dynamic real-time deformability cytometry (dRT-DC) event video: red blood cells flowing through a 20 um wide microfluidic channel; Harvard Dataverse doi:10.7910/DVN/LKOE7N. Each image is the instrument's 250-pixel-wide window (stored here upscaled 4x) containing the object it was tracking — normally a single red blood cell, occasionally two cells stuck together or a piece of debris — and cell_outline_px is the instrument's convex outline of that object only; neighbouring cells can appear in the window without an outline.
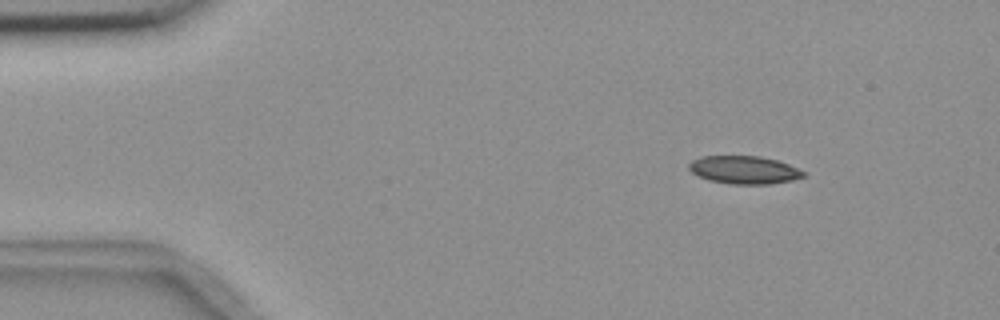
{"species": "common noctule bat (a hibernating species)", "species_latin": "Nyctalus noctula", "temperature_condition": "room temperature", "stored_images_in_passage": 10, "camera_frame_rate_fps": 3000, "um_per_image_px": 0.085, "animal": {"sex": "female", "body_mass_g": 18.4}, "frame": {"image": 1, "passage_image": 1, "time_ms": 0.0, "image_size_px": [1000, 320], "cell_outline_px": [[804, 176], [792, 180], [768, 184], [732, 184], [712, 180], [700, 176], [692, 172], [688, 168], [688, 164], [692, 160], [700, 156], [760, 156], [776, 160], [788, 164], [804, 172]], "centroid_in_image_um": [63.23, 14.43], "position_along_channel_um": 21.8, "area_um2": 18.38}}
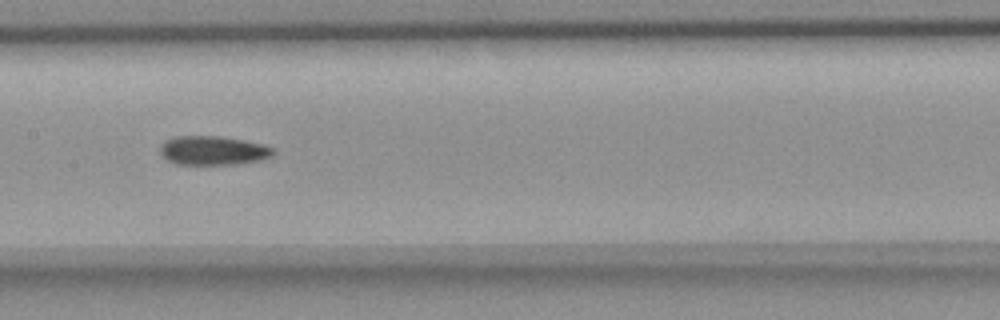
{"frame": {"image": 2, "passage_image": 7, "time_ms": 6.667, "image_size_px": [1000, 320], "cell_outline_px": [[272, 156], [260, 160], [236, 164], [176, 164], [168, 160], [160, 152], [160, 148], [168, 140], [176, 136], [216, 136], [240, 140], [260, 144], [272, 148]], "centroid_in_image_um": [18.09, 12.8], "position_along_channel_um": 189.3, "area_um2": 18.55}}
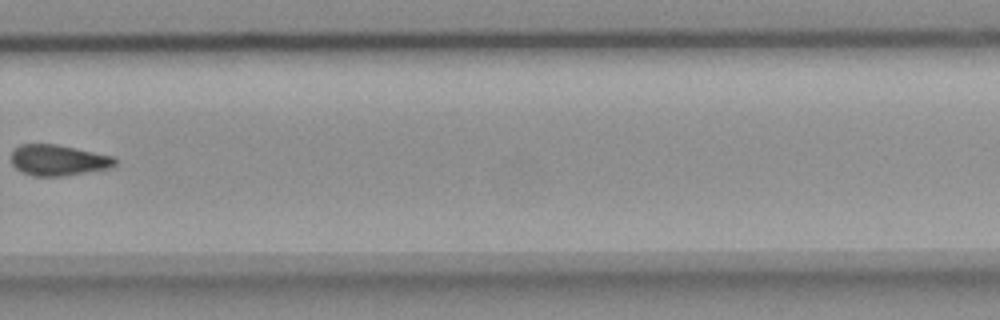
{"frame": {"image": 3, "passage_image": 10, "time_ms": 10.333, "image_size_px": [1000, 320], "cell_outline_px": [[116, 164], [108, 168], [64, 176], [32, 176], [20, 172], [12, 164], [12, 152], [20, 144], [56, 144], [116, 156]], "centroid_in_image_um": [4.95, 13.61], "position_along_channel_um": 324.8, "area_um2": 18.73}}